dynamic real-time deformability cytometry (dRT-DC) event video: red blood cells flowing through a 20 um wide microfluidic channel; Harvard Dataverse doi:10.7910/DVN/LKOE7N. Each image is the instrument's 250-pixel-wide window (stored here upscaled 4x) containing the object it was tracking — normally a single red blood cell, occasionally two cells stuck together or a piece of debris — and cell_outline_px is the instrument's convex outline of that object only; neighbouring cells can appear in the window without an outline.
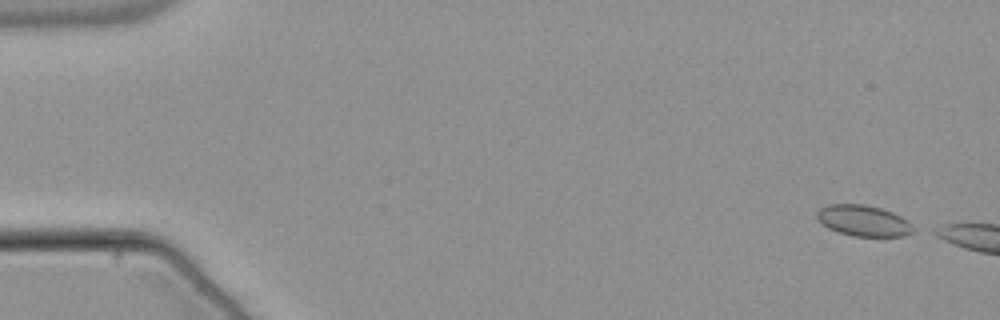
{"species": "common noctule bat (a hibernating species)", "species_latin": "Nyctalus noctula", "temperature_condition": "warm", "stored_images_in_passage": 12, "camera_frame_rate_fps": 3000, "um_per_image_px": 0.085, "animal": {"sex": "male", "body_mass_g": 21.5, "forearm_length_mm": 52.0}, "frame": {"image": 1, "passage_image": 1, "time_ms": 0.0, "image_size_px": [1000, 320], "cell_outline_px": [[920, 228], [904, 236], [852, 236], [828, 228], [816, 216], [816, 212], [820, 208], [828, 204], [864, 204], [880, 208], [892, 212], [908, 220]], "centroid_in_image_um": [73.46, 18.76], "position_along_channel_um": 11.5, "area_um2": 17.51}}